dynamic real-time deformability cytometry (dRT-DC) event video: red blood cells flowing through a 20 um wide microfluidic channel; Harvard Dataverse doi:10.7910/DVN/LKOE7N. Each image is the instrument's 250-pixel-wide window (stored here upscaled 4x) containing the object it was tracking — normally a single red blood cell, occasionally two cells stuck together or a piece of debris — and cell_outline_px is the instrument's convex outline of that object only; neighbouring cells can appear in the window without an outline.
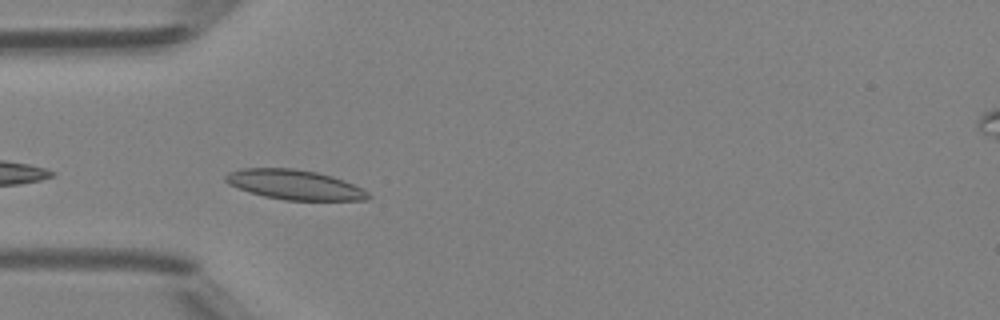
{"species": "Egyptian fruit bat (a non-hibernating species)", "species_latin": "Rousettus aegyptiacus", "temperature_condition": "room temperature", "stored_images_in_passage": 35, "camera_frame_rate_fps": 3000, "um_per_image_px": 0.085, "animal": {"sex": "female"}, "frame": {"image": 1, "passage_image": 2, "time_ms": 0.333, "image_size_px": [1000, 320], "cell_outline_px": [[372, 196], [368, 200], [284, 200], [264, 196], [248, 192], [228, 184], [224, 180], [224, 176], [228, 172], [244, 168], [292, 168], [316, 172], [332, 176], [344, 180], [368, 192]], "centroid_in_image_um": [25.01, 15.7], "position_along_channel_um": 60.0, "area_um2": 24.74}}
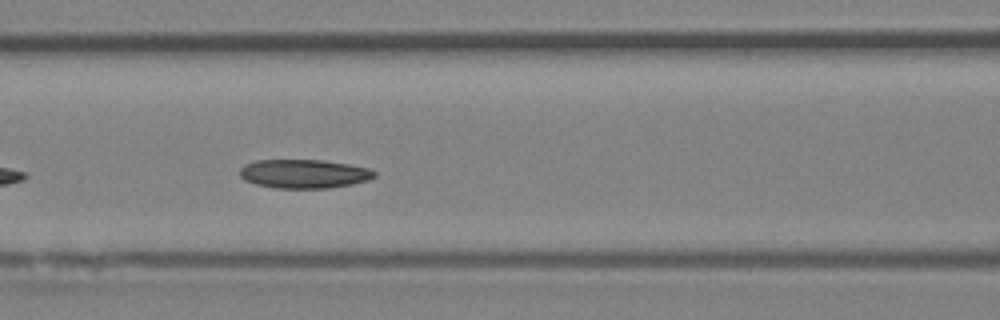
{"frame": {"image": 2, "passage_image": 8, "time_ms": 2.333, "image_size_px": [1000, 320], "cell_outline_px": [[376, 176], [368, 180], [352, 184], [328, 188], [276, 188], [256, 184], [244, 180], [240, 176], [240, 168], [244, 164], [256, 160], [320, 160], [348, 164], [368, 168], [376, 172]], "centroid_in_image_um": [25.82, 14.77], "position_along_channel_um": 140.8, "area_um2": 22.6}}
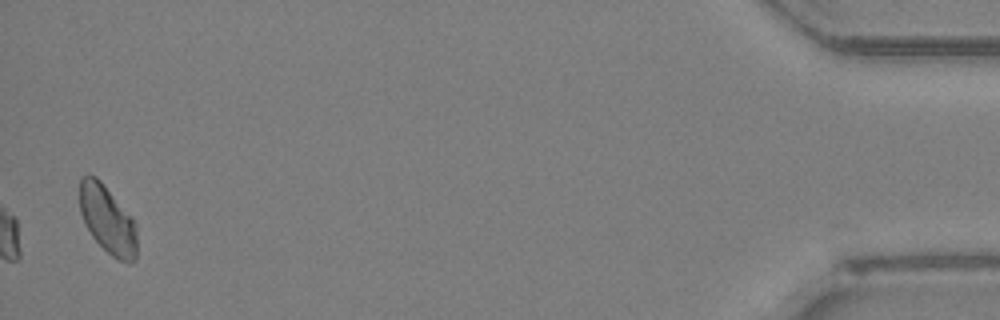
{"frame": {"image": 3, "passage_image": 35, "time_ms": 11.333, "image_size_px": [1000, 320], "cell_outline_px": [[136, 260], [128, 264], [112, 256], [92, 236], [84, 224], [80, 212], [80, 176], [88, 172], [96, 176], [100, 180], [132, 216], [136, 224]], "centroid_in_image_um": [9.13, 18.63], "position_along_channel_um": 426.1, "area_um2": 22.95}}